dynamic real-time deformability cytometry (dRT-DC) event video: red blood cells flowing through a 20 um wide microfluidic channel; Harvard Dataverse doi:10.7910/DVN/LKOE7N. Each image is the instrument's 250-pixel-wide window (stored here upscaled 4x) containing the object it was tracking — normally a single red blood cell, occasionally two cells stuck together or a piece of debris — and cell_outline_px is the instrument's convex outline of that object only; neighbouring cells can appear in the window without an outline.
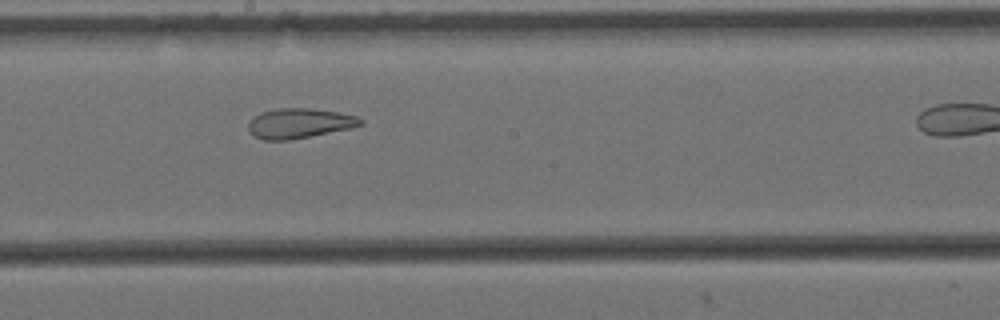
{"species": "Egyptian fruit bat (a non-hibernating species)", "species_latin": "Rousettus aegyptiacus", "temperature_condition": "cold", "stored_images_in_passage": 11, "camera_frame_rate_fps": 3000, "um_per_image_px": 0.085, "animal": {"sex": "female"}, "frame": {"image": 1, "passage_image": 7, "time_ms": 2.0, "image_size_px": [1000, 320], "cell_outline_px": [[364, 124], [352, 128], [288, 140], [264, 140], [252, 136], [248, 128], [248, 124], [260, 112], [276, 108], [312, 108], [336, 112], [356, 116], [364, 120]], "centroid_in_image_um": [25.45, 10.48], "position_along_channel_um": 222.8, "area_um2": 19.54}}